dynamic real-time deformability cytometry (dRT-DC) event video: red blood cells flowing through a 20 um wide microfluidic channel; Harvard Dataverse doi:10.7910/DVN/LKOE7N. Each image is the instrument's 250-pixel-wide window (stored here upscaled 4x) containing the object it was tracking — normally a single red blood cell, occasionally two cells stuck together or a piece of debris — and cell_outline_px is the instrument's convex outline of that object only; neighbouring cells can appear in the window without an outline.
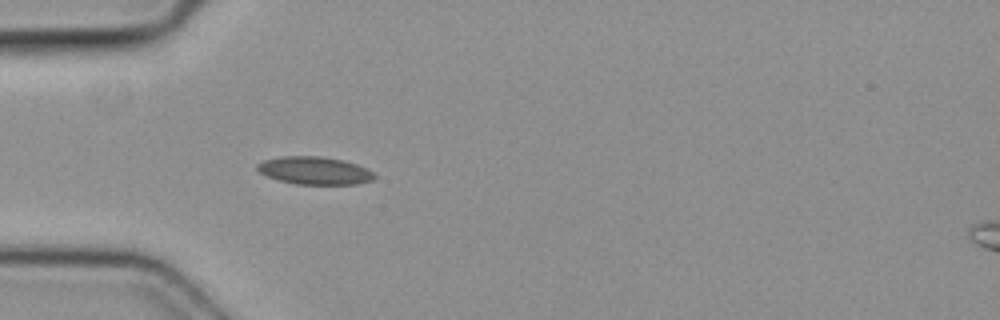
{"species": "common noctule bat (a hibernating species)", "species_latin": "Nyctalus noctula", "temperature_condition": "cold", "stored_images_in_passage": 1, "camera_frame_rate_fps": 3000, "um_per_image_px": 0.085, "animal": {"sex": "female", "body_mass_g": 19.3, "forearm_length_mm": 54.1}, "frame": {"image": 1, "passage_image": 1, "time_ms": 0.0, "image_size_px": [1000, 320], "cell_outline_px": [[376, 176], [372, 180], [356, 184], [296, 184], [280, 180], [268, 176], [260, 172], [256, 168], [256, 164], [264, 160], [280, 156], [320, 156], [344, 160], [356, 164], [372, 172]], "centroid_in_image_um": [26.72, 14.49], "position_along_channel_um": 58.3, "area_um2": 18.79}}